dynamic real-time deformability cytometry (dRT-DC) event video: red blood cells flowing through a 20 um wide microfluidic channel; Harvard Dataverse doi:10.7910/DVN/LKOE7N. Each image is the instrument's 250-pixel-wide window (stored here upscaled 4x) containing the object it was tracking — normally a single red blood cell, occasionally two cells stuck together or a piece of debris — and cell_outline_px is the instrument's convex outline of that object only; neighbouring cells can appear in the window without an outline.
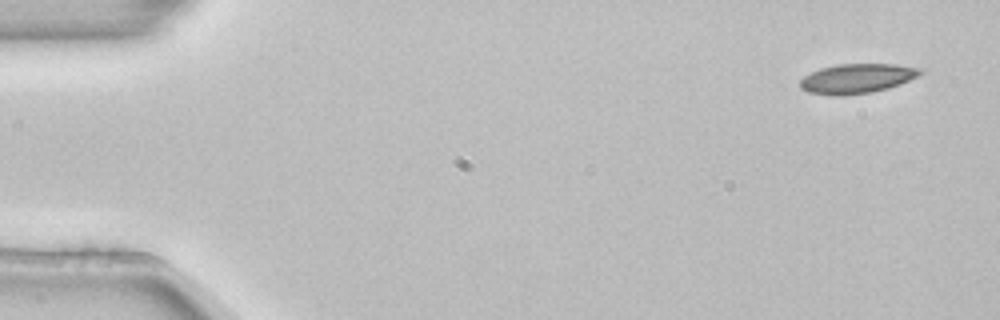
{"species": "common noctule bat (a hibernating species)", "species_latin": "Nyctalus noctula", "temperature_condition": "room temperature", "stored_images_in_passage": 5, "camera_frame_rate_fps": 3000, "um_per_image_px": 0.085, "animal": {"sex": "female", "body_mass_g": 22.7, "forearm_length_mm": 54.2}, "frame": {"image": 1, "passage_image": 1, "time_ms": 0.0, "image_size_px": [1000, 320], "cell_outline_px": [[924, 72], [900, 84], [888, 88], [872, 92], [844, 96], [832, 96], [808, 92], [800, 88], [800, 80], [804, 76], [820, 68], [836, 64], [896, 64], [920, 68]], "centroid_in_image_um": [72.81, 6.68], "position_along_channel_um": 12.2, "area_um2": 20.81}}
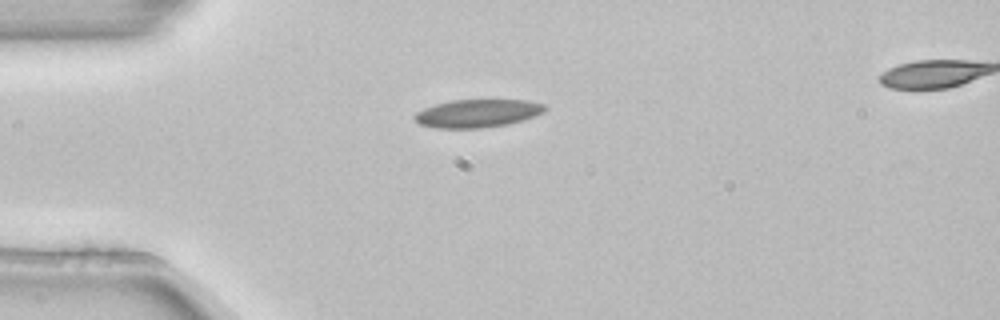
{"frame": {"image": 2, "passage_image": 4, "time_ms": 1.0, "image_size_px": [1000, 320], "cell_outline_px": [[548, 108], [544, 112], [524, 120], [508, 124], [484, 128], [436, 128], [420, 124], [412, 116], [416, 112], [424, 108], [436, 104], [452, 100], [528, 100], [544, 104]], "centroid_in_image_um": [40.61, 9.63], "position_along_channel_um": 44.4, "area_um2": 21.39}}